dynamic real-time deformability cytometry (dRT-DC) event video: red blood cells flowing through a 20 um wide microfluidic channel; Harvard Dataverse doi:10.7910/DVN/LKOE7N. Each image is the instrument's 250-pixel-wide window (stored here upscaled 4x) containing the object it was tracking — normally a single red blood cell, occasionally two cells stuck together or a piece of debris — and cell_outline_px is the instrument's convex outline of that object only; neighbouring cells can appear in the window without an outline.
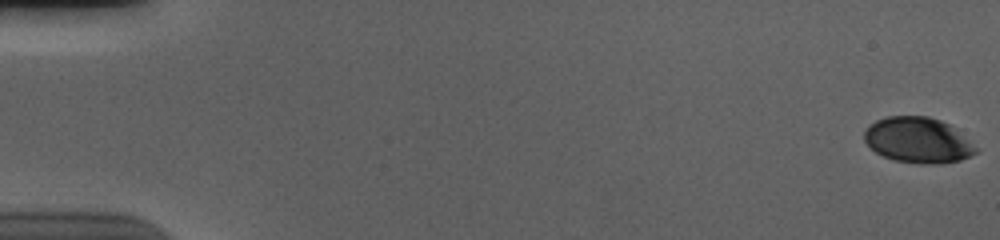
{"species": "human", "species_latin": "Homo sapiens", "temperature_condition": "cold", "stored_images_in_passage": 57, "camera_frame_rate_fps": 3000, "um_per_image_px": 0.085, "donor": {"sex": "male"}, "frame": {"image": 1, "passage_image": 1, "time_ms": 0.0, "image_size_px": [1000, 240], "cell_outline_px": [[976, 152], [960, 160], [940, 164], [920, 164], [896, 160], [884, 156], [876, 152], [864, 140], [864, 132], [868, 124], [876, 120], [888, 116], [928, 116], [940, 120], [948, 124], [972, 144], [976, 148]], "centroid_in_image_um": [77.97, 11.91], "position_along_channel_um": 7.0, "area_um2": 29.25}}
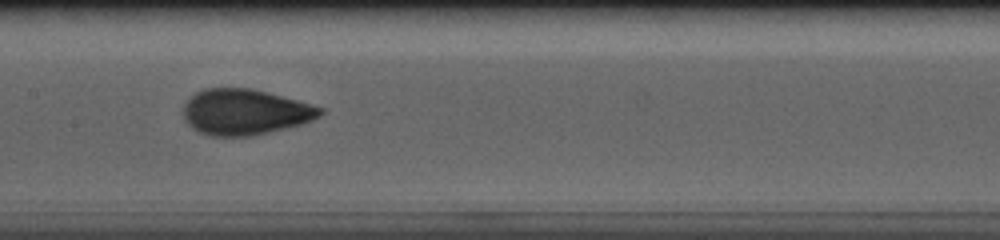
{"frame": {"image": 2, "passage_image": 30, "time_ms": 9.667, "image_size_px": [1000, 240], "cell_outline_px": [[324, 112], [320, 116], [312, 120], [300, 124], [268, 132], [248, 136], [208, 136], [192, 128], [184, 120], [184, 104], [196, 92], [204, 88], [252, 88], [312, 104], [324, 108]], "centroid_in_image_um": [20.82, 9.51], "position_along_channel_um": 186.6, "area_um2": 36.36}}
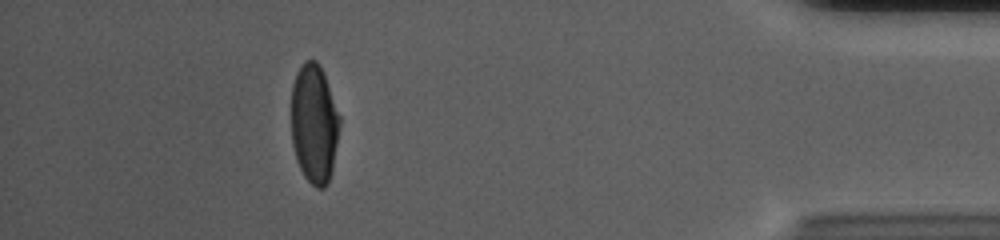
{"frame": {"image": 3, "passage_image": 52, "time_ms": 17.0, "image_size_px": [1000, 240], "cell_outline_px": [[340, 124], [332, 168], [328, 184], [324, 188], [316, 188], [304, 176], [296, 160], [292, 144], [292, 84], [296, 72], [300, 64], [304, 60], [316, 60], [320, 64], [324, 72], [340, 116]], "centroid_in_image_um": [26.7, 10.48], "position_along_channel_um": 408.5, "area_um2": 33.81}, "authors_computed_cell_mechanics": {"area_um2": 34.68, "velocity_mm_per_s": 3.6947, "shape_relaxation_time_tau1_ms": 3.4634, "shape_relaxation_time_tau2_ms": 0.8437, "deformation_change_tau1": 0.1686, "deformation_change_tau2": 0.0566}}